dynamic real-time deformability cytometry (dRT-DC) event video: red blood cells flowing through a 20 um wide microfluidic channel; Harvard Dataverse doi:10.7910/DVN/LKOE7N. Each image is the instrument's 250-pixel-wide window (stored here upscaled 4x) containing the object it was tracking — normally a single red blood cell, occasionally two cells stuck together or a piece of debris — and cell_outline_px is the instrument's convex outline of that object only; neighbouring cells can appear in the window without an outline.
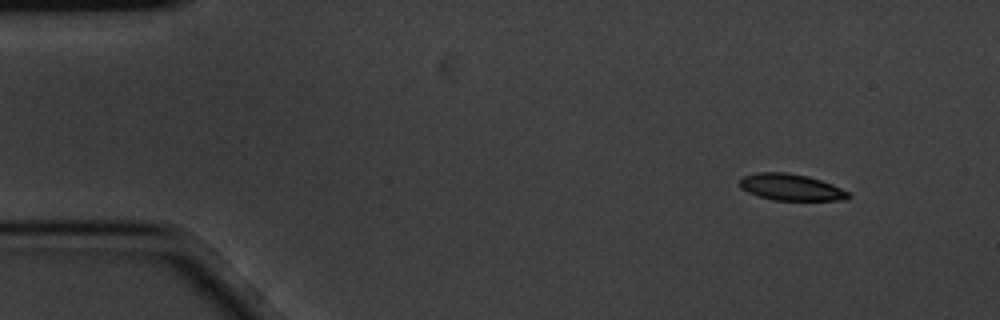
{"species": "common noctule bat (a hibernating species)", "species_latin": "Nyctalus noctula", "temperature_condition": "cold", "stored_images_in_passage": 4, "camera_frame_rate_fps": 3000, "um_per_image_px": 0.085, "animal": {"sex": "male", "body_mass_g": 20.1, "forearm_length_mm": 53.5}, "frame": {"image": 1, "passage_image": 1, "time_ms": 0.0, "image_size_px": [1000, 320], "cell_outline_px": [[852, 196], [848, 200], [772, 200], [748, 192], [740, 188], [740, 180], [744, 176], [756, 172], [788, 172], [808, 176], [832, 184], [848, 192]], "centroid_in_image_um": [67.25, 15.91], "position_along_channel_um": 17.8, "area_um2": 16.82}}
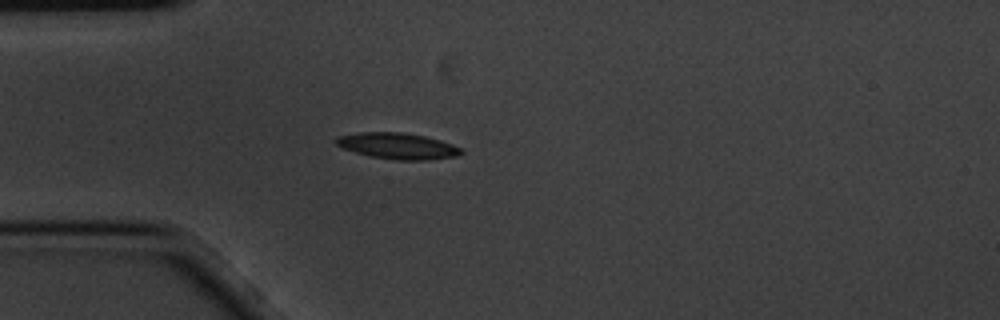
{"frame": {"image": 2, "passage_image": 4, "time_ms": 1.0, "image_size_px": [1000, 320], "cell_outline_px": [[464, 152], [460, 156], [424, 160], [396, 160], [368, 156], [344, 148], [336, 144], [332, 140], [336, 136], [360, 132], [400, 132], [424, 136], [440, 140], [452, 144], [460, 148]], "centroid_in_image_um": [33.78, 12.41], "position_along_channel_um": 51.2, "area_um2": 19.13}}